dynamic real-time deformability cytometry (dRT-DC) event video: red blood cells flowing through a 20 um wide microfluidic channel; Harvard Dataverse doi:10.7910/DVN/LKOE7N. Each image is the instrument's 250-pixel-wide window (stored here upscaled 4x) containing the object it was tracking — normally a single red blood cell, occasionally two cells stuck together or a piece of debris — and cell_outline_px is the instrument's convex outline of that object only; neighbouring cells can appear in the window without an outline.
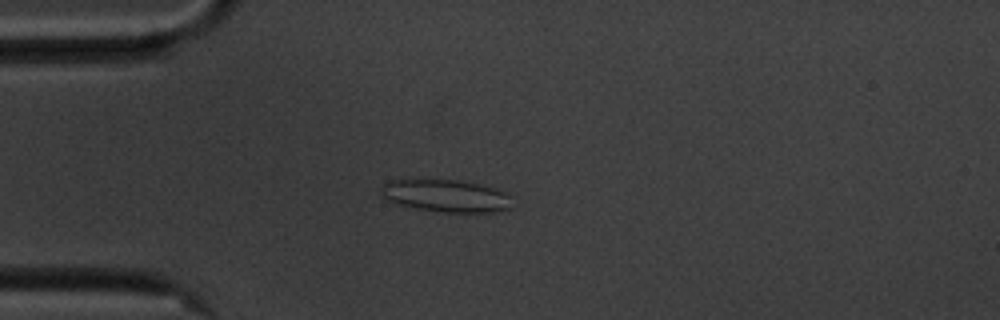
{"species": "common noctule bat (a hibernating species)", "species_latin": "Nyctalus noctula", "temperature_condition": "cold", "stored_images_in_passage": 44, "camera_frame_rate_fps": 3000, "um_per_image_px": 0.085, "animal": {"sex": "male", "body_mass_g": 20.1, "forearm_length_mm": 53.5}, "frame": {"image": 1, "passage_image": 2, "time_ms": 0.333, "image_size_px": [1000, 320], "cell_outline_px": [[512, 196], [508, 208], [496, 212], [440, 212], [392, 204], [384, 200], [380, 192], [384, 184], [388, 180], [456, 180], [496, 188]], "centroid_in_image_um": [37.85, 16.65], "position_along_channel_um": 47.2, "area_um2": 24.8}}
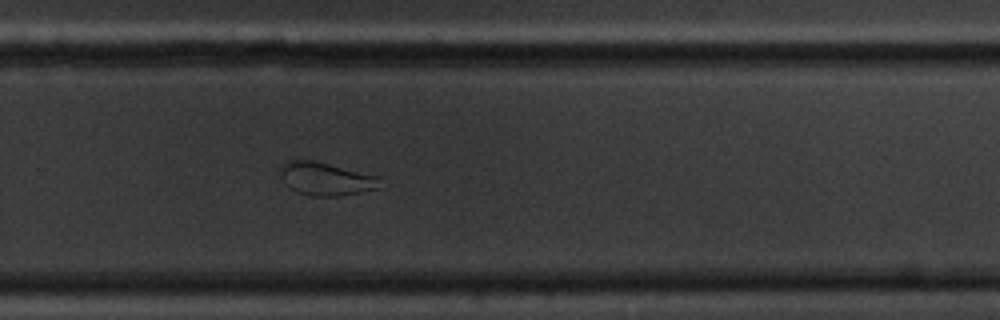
{"frame": {"image": 2, "passage_image": 25, "time_ms": 8.0, "image_size_px": [1000, 320], "cell_outline_px": [[380, 188], [360, 192], [336, 196], [312, 196], [296, 192], [284, 180], [280, 168], [280, 164], [288, 160], [312, 160], [380, 176]], "centroid_in_image_um": [27.73, 15.19], "position_along_channel_um": 302.1, "area_um2": 19.02}}
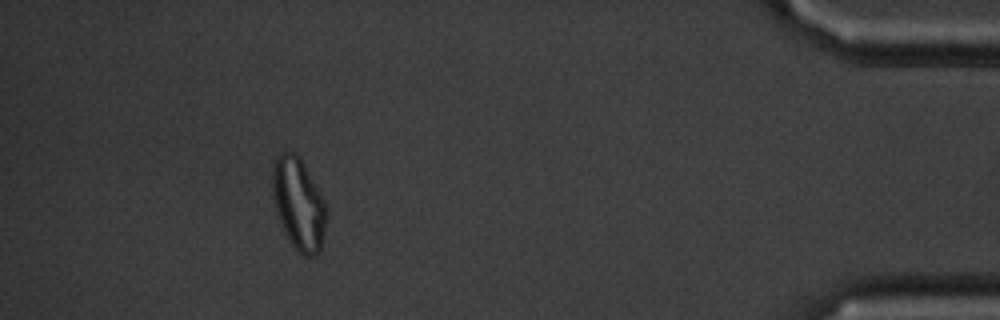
{"frame": {"image": 3, "passage_image": 39, "time_ms": 12.667, "image_size_px": [1000, 320], "cell_outline_px": [[328, 212], [324, 232], [320, 248], [312, 256], [304, 256], [292, 244], [284, 232], [276, 208], [272, 188], [272, 164], [276, 156], [280, 152], [296, 152], [300, 156], [324, 200], [328, 208]], "centroid_in_image_um": [25.38, 17.27], "position_along_channel_um": 409.8, "area_um2": 28.73}, "authors_computed_cell_mechanics": {"area_um2": 21.4727, "velocity_mm_per_s": 3.513, "shape_relaxation_time_tau1_ms": null, "shape_relaxation_time_tau2_ms": 1.9373, "deformation_change_tau1": null, "deformation_change_tau2": 0.0829}}